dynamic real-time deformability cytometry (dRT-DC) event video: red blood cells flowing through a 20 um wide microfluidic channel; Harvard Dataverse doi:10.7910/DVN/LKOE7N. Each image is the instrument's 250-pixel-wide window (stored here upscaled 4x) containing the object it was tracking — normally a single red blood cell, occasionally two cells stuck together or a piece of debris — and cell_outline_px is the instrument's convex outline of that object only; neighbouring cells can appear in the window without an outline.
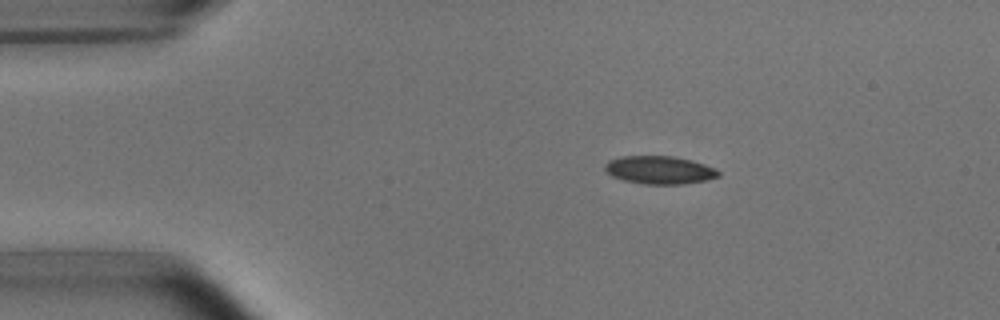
{"species": "common noctule bat (a hibernating species)", "species_latin": "Nyctalus noctula", "temperature_condition": "room temperature", "stored_images_in_passage": 9, "camera_frame_rate_fps": 3000, "um_per_image_px": 0.085, "animal": {"sex": "male", "body_mass_g": 15.6}, "frame": {"image": 1, "passage_image": 1, "time_ms": 0.0, "image_size_px": [1000, 320], "cell_outline_px": [[720, 176], [708, 180], [684, 184], [644, 184], [624, 180], [612, 176], [604, 172], [604, 164], [608, 160], [624, 156], [672, 156], [692, 160], [716, 168], [720, 172]], "centroid_in_image_um": [56.06, 14.45], "position_along_channel_um": 28.9, "area_um2": 18.73}}
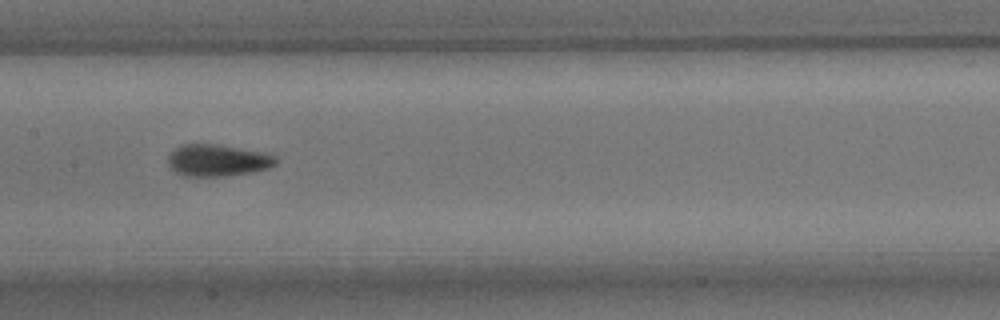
{"frame": {"image": 2, "passage_image": 6, "time_ms": 5.667, "image_size_px": [1000, 320], "cell_outline_px": [[276, 164], [268, 168], [252, 172], [224, 176], [184, 176], [176, 172], [168, 164], [168, 156], [180, 144], [216, 144], [264, 152], [276, 156]], "centroid_in_image_um": [18.5, 13.63], "position_along_channel_um": 188.9, "area_um2": 19.94}}
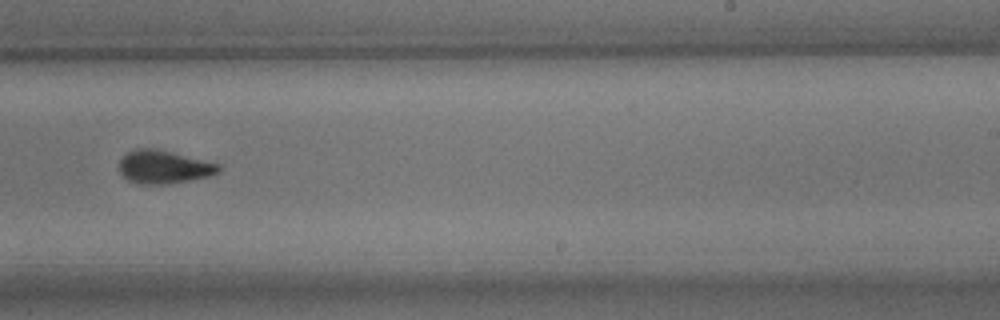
{"frame": {"image": 3, "passage_image": 8, "time_ms": 8.0, "image_size_px": [1000, 320], "cell_outline_px": [[220, 172], [212, 176], [164, 184], [136, 184], [128, 180], [120, 172], [120, 160], [128, 152], [136, 148], [156, 148], [220, 164]], "centroid_in_image_um": [13.93, 14.19], "position_along_channel_um": 275.1, "area_um2": 19.19}}